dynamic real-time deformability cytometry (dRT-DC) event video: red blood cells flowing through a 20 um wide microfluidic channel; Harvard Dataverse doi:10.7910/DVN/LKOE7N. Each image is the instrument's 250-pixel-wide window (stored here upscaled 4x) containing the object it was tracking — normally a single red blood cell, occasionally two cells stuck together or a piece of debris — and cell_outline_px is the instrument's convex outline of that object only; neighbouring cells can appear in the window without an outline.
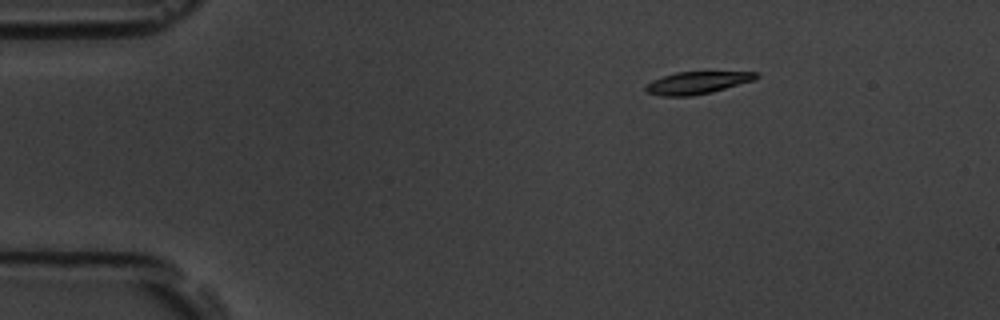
{"species": "common noctule bat (a hibernating species)", "species_latin": "Nyctalus noctula", "temperature_condition": "room temperature", "stored_images_in_passage": 4, "camera_frame_rate_fps": 3000, "um_per_image_px": 0.085, "animal": {"sex": "male", "body_mass_g": 19.5, "forearm_length_mm": 54.6}, "frame": {"image": 1, "passage_image": 1, "time_ms": 0.0, "image_size_px": [1000, 320], "cell_outline_px": [[760, 76], [752, 80], [712, 92], [692, 96], [660, 96], [648, 92], [644, 88], [644, 84], [652, 80], [676, 72], [760, 72]], "centroid_in_image_um": [59.21, 7.04], "position_along_channel_um": 25.8, "area_um2": 14.28}}
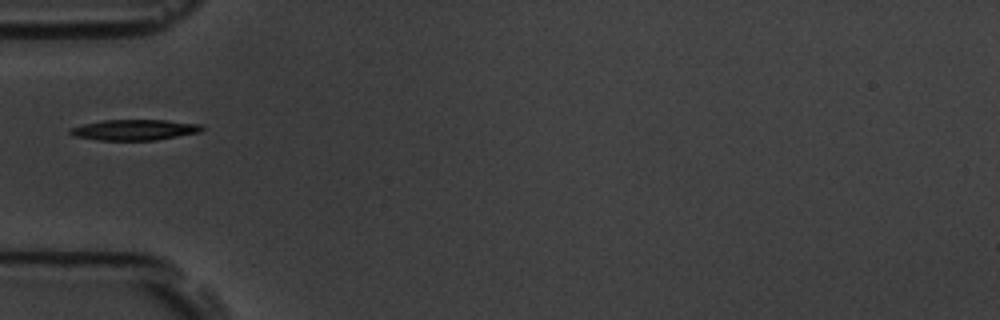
{"frame": {"image": 2, "passage_image": 4, "time_ms": 3.333, "image_size_px": [1000, 320], "cell_outline_px": [[204, 128], [200, 132], [156, 140], [100, 140], [76, 136], [68, 132], [68, 128], [84, 124], [104, 120], [164, 120], [204, 124]], "centroid_in_image_um": [11.46, 11.03], "position_along_channel_um": 73.5, "area_um2": 15.84}}